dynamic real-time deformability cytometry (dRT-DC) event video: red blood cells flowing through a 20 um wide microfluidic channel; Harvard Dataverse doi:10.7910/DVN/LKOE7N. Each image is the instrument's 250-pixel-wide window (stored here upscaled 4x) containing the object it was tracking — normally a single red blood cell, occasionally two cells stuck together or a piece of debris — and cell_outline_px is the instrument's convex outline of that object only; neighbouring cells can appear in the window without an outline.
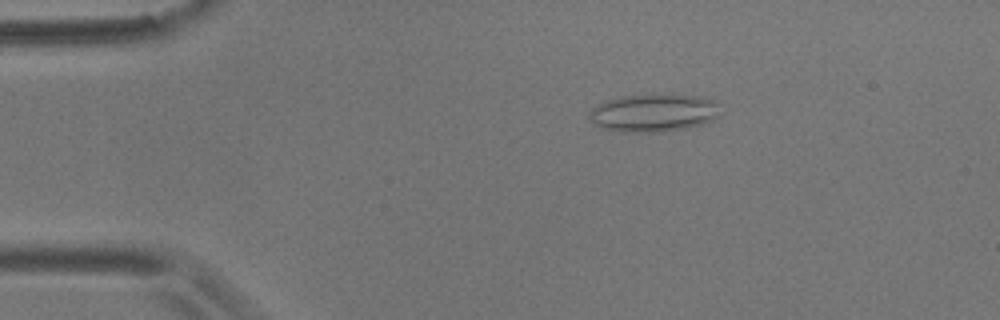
{"species": "common noctule bat (a hibernating species)", "species_latin": "Nyctalus noctula", "temperature_condition": "room temperature", "stored_images_in_passage": 56, "camera_frame_rate_fps": 3000, "um_per_image_px": 0.085, "animal": {"sex": "male", "body_mass_g": 17.9}, "frame": {"image": 1, "passage_image": 10, "time_ms": 3.0, "image_size_px": [1000, 320], "cell_outline_px": [[720, 116], [704, 124], [684, 128], [656, 132], [624, 132], [600, 128], [588, 120], [588, 112], [592, 108], [608, 100], [620, 96], [700, 96], [716, 100]], "centroid_in_image_um": [55.53, 9.62], "position_along_channel_um": 29.5, "area_um2": 28.55}}
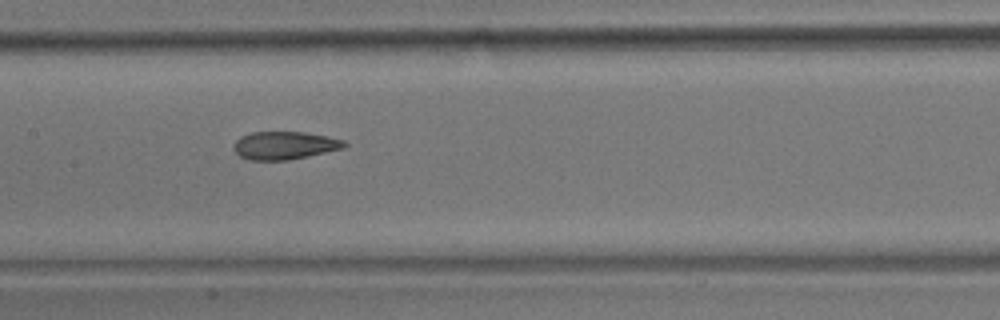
{"frame": {"image": 2, "passage_image": 27, "time_ms": 8.667, "image_size_px": [1000, 320], "cell_outline_px": [[348, 144], [344, 148], [308, 156], [288, 160], [248, 160], [240, 156], [232, 148], [232, 144], [240, 136], [252, 132], [304, 132], [328, 136], [344, 140]], "centroid_in_image_um": [24.17, 12.36], "position_along_channel_um": 183.2, "area_um2": 18.15}}
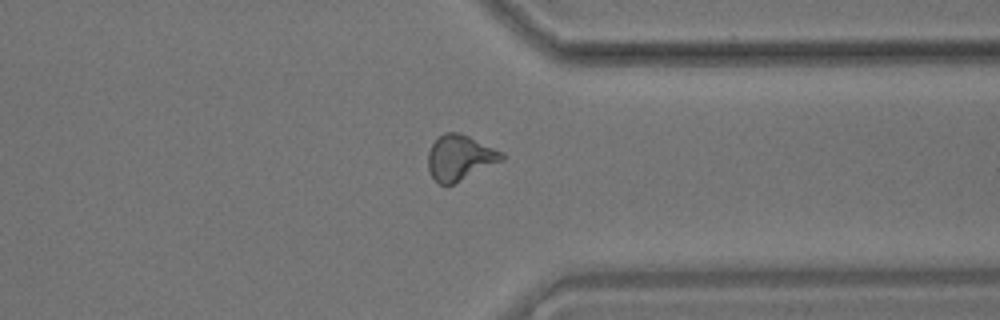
{"frame": {"image": 3, "passage_image": 43, "time_ms": 14.0, "image_size_px": [1000, 320], "cell_outline_px": [[504, 160], [452, 184], [440, 184], [432, 176], [428, 168], [428, 152], [432, 144], [444, 132], [456, 132], [468, 136], [504, 152]], "centroid_in_image_um": [39.1, 13.39], "position_along_channel_um": 372.3, "area_um2": 19.19}, "authors_computed_cell_mechanics": {"area_um2": 19.5364, "velocity_mm_per_s": 3.595, "shape_relaxation_time_tau1_ms": null, "shape_relaxation_time_tau2_ms": 2.6554, "deformation_change_tau1": null, "deformation_change_tau2": 0.101}}